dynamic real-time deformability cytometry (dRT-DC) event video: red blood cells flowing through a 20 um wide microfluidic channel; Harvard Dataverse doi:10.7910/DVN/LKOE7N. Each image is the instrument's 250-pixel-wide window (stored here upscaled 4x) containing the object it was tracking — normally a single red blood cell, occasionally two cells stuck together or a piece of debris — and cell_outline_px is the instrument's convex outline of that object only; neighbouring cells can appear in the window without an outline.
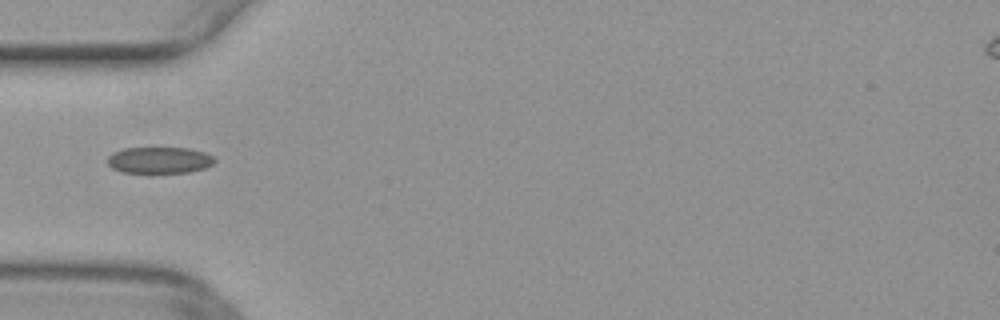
{"species": "common noctule bat (a hibernating species)", "species_latin": "Nyctalus noctula", "temperature_condition": "warm", "stored_images_in_passage": 15, "camera_frame_rate_fps": 3000, "um_per_image_px": 0.085, "animal": {"sex": "female", "body_mass_g": 29.2, "forearm_length_mm": 56.3}, "frame": {"image": 1, "passage_image": 1, "time_ms": 0.0, "image_size_px": [1000, 320], "cell_outline_px": [[216, 160], [212, 164], [204, 168], [188, 172], [124, 172], [112, 168], [108, 164], [108, 156], [112, 152], [124, 148], [188, 148], [204, 152], [212, 156]], "centroid_in_image_um": [13.53, 13.6], "position_along_channel_um": 71.5, "area_um2": 16.3}}
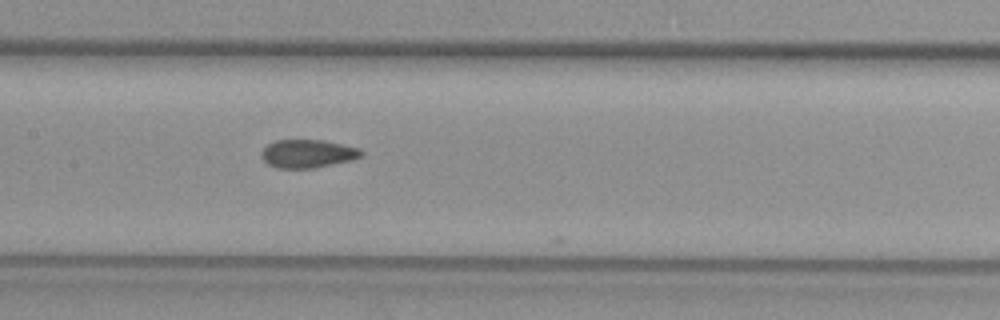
{"frame": {"image": 2, "passage_image": 9, "time_ms": 2.667, "image_size_px": [1000, 320], "cell_outline_px": [[364, 156], [332, 164], [312, 168], [276, 168], [268, 164], [260, 156], [260, 152], [268, 144], [276, 140], [324, 140], [360, 148], [364, 152]], "centroid_in_image_um": [26.14, 13.05], "position_along_channel_um": 181.3, "area_um2": 16.42}}
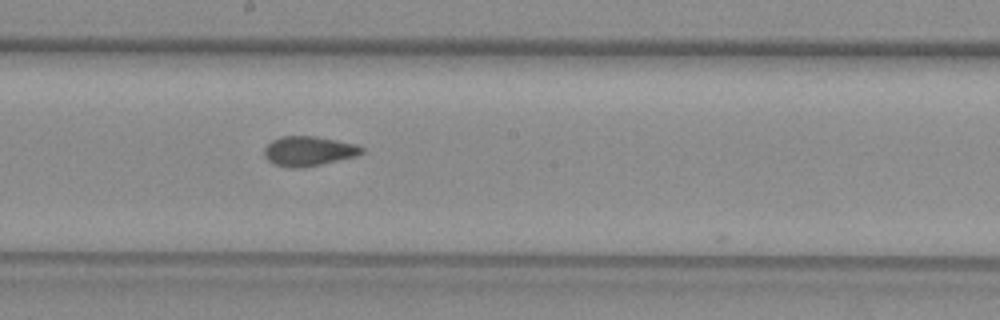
{"frame": {"image": 3, "passage_image": 12, "time_ms": 3.667, "image_size_px": [1000, 320], "cell_outline_px": [[364, 152], [356, 156], [320, 164], [300, 168], [288, 168], [276, 164], [268, 160], [264, 156], [264, 148], [272, 140], [280, 136], [316, 136], [356, 144], [364, 148]], "centroid_in_image_um": [26.22, 12.83], "position_along_channel_um": 222.0, "area_um2": 16.82}}